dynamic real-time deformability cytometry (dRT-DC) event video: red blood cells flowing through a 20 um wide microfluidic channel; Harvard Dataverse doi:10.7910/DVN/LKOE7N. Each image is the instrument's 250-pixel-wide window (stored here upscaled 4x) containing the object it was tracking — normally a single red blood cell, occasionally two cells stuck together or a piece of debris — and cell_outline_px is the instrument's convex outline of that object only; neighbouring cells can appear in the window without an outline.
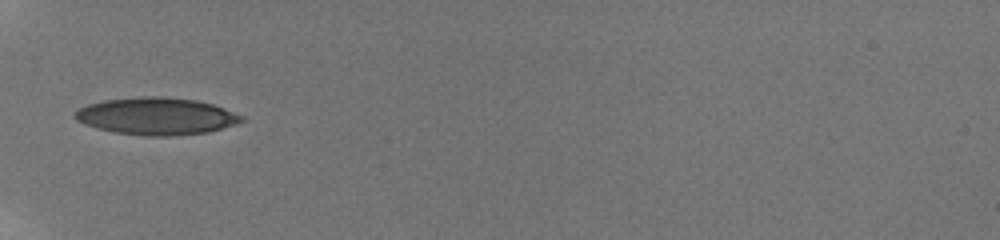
{"species": "human", "species_latin": "Homo sapiens", "temperature_condition": "room temperature", "stored_images_in_passage": 23, "camera_frame_rate_fps": 3000, "um_per_image_px": 0.085, "donor": {"sex": "male"}, "frame": {"image": 1, "passage_image": 1, "time_ms": 0.0, "image_size_px": [1000, 240], "cell_outline_px": [[244, 120], [236, 124], [208, 132], [172, 136], [144, 136], [116, 132], [96, 128], [84, 124], [76, 120], [72, 116], [80, 108], [88, 104], [104, 100], [140, 96], [160, 96], [196, 100], [212, 104], [224, 108], [244, 116]], "centroid_in_image_um": [13.29, 9.87], "position_along_channel_um": 71.7, "area_um2": 36.18}}
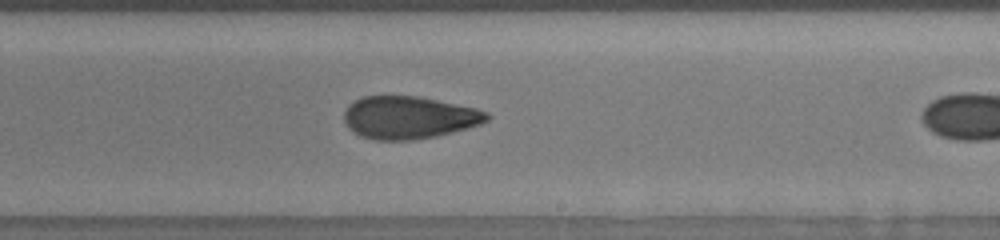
{"frame": {"image": 2, "passage_image": 16, "time_ms": 3.667, "image_size_px": [1000, 240], "cell_outline_px": [[492, 116], [488, 120], [480, 124], [468, 128], [436, 136], [412, 140], [376, 140], [360, 136], [348, 128], [344, 120], [344, 112], [348, 104], [364, 96], [416, 96], [476, 108], [488, 112]], "centroid_in_image_um": [34.76, 9.99], "position_along_channel_um": 254.2, "area_um2": 35.43}}